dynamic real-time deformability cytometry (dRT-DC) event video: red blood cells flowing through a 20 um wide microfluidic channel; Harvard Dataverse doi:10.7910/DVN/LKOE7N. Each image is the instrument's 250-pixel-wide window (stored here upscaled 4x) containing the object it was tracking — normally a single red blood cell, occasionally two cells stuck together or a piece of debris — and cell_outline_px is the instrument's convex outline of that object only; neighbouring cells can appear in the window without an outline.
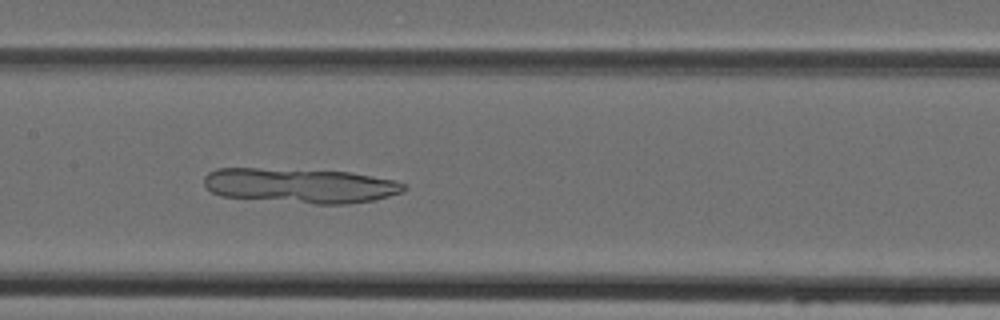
{"species": "Egyptian fruit bat (a non-hibernating species)", "species_latin": "Rousettus aegyptiacus", "temperature_condition": "cold", "stored_images_in_passage": 47, "camera_frame_rate_fps": 3000, "um_per_image_px": 0.085, "animal": {"sex": "female"}, "frame": {"image": 1, "passage_image": 23, "time_ms": 7.333, "image_size_px": [1000, 320], "cell_outline_px": [[408, 188], [404, 192], [372, 200], [348, 204], [316, 204], [220, 196], [212, 192], [204, 184], [204, 176], [208, 172], [216, 168], [256, 168], [348, 172], [396, 180], [404, 184]], "centroid_in_image_um": [25.52, 15.78], "position_along_channel_um": 181.9, "area_um2": 40.46}}
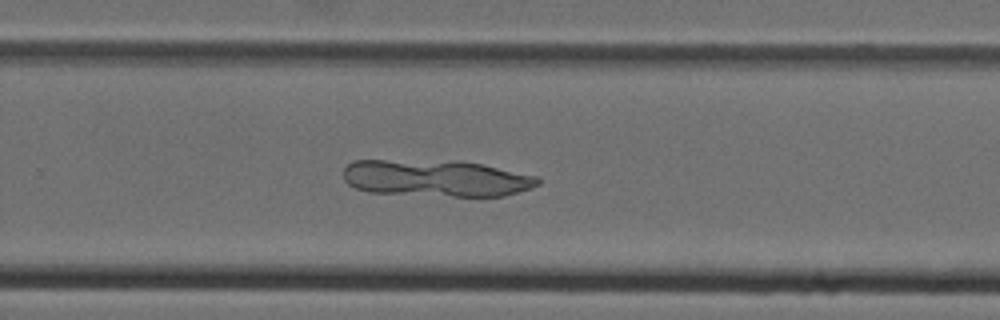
{"frame": {"image": 2, "passage_image": 31, "time_ms": 10.0, "image_size_px": [1000, 320], "cell_outline_px": [[540, 184], [532, 188], [504, 196], [452, 196], [368, 192], [356, 188], [348, 184], [344, 180], [344, 168], [352, 160], [460, 160], [484, 164], [536, 176], [540, 180]], "centroid_in_image_um": [37.07, 15.13], "position_along_channel_um": 292.7, "area_um2": 42.02}}
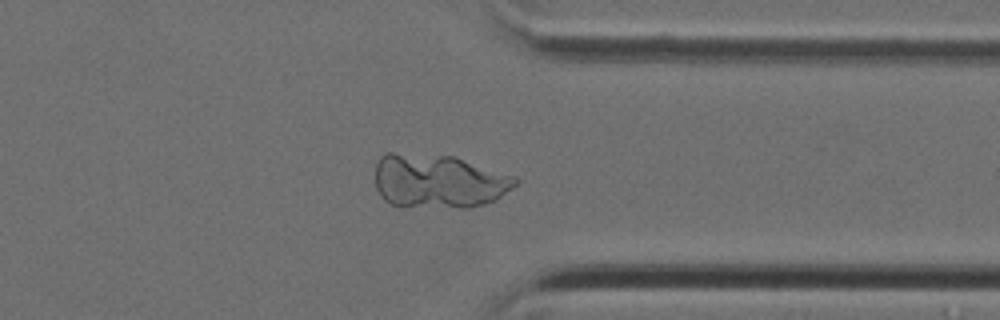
{"frame": {"image": 3, "passage_image": 37, "time_ms": 12.0, "image_size_px": [1000, 320], "cell_outline_px": [[520, 184], [496, 200], [468, 208], [460, 208], [392, 204], [384, 200], [380, 196], [376, 188], [376, 164], [380, 156], [384, 152], [392, 152], [452, 156], [516, 176], [520, 180]], "centroid_in_image_um": [37.31, 15.39], "position_along_channel_um": 374.1, "area_um2": 44.22}}